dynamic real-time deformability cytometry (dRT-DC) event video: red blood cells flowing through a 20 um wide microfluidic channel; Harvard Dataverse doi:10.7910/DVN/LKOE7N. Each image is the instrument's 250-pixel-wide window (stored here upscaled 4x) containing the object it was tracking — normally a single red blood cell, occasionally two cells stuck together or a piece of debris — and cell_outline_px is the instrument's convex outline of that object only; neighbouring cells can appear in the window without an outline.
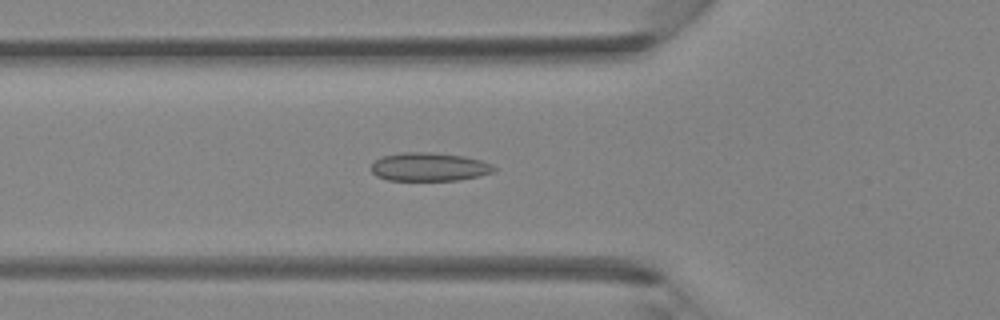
{"species": "Egyptian fruit bat (a non-hibernating species)", "species_latin": "Rousettus aegyptiacus", "temperature_condition": "room temperature", "stored_images_in_passage": 41, "camera_frame_rate_fps": 3000, "um_per_image_px": 0.085, "animal": {"sex": "female"}, "frame": {"image": 1, "passage_image": 15, "time_ms": 4.667, "image_size_px": [1000, 320], "cell_outline_px": [[496, 168], [492, 172], [480, 176], [460, 180], [388, 180], [376, 176], [372, 172], [372, 164], [376, 160], [384, 156], [400, 152], [432, 152], [464, 156], [480, 160], [492, 164]], "centroid_in_image_um": [36.49, 14.18], "position_along_channel_um": 89.3, "area_um2": 20.35}}
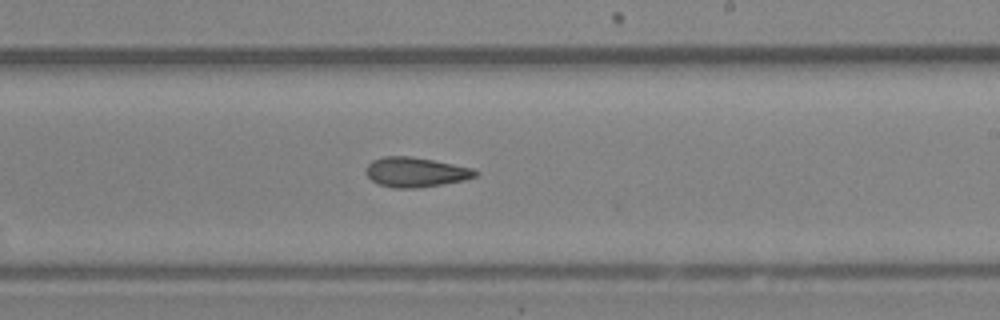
{"frame": {"image": 2, "passage_image": 25, "time_ms": 8.0, "image_size_px": [1000, 320], "cell_outline_px": [[480, 172], [476, 176], [464, 180], [444, 184], [416, 188], [392, 188], [380, 184], [372, 180], [364, 172], [364, 168], [372, 160], [384, 156], [412, 156], [472, 168]], "centroid_in_image_um": [35.3, 14.63], "position_along_channel_um": 253.7, "area_um2": 19.02}}
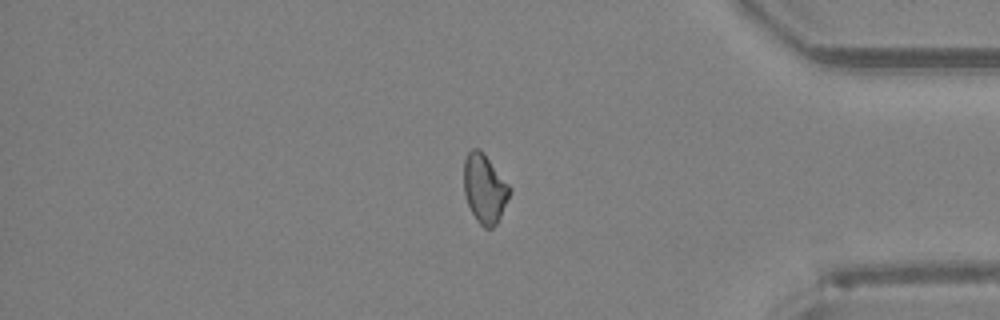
{"frame": {"image": 3, "passage_image": 35, "time_ms": 11.333, "image_size_px": [1000, 320], "cell_outline_px": [[512, 188], [500, 216], [496, 224], [492, 228], [484, 228], [476, 220], [468, 204], [464, 192], [464, 160], [468, 152], [472, 148], [480, 148]], "centroid_in_image_um": [41.18, 16.01], "position_along_channel_um": 394.0, "area_um2": 18.26}}